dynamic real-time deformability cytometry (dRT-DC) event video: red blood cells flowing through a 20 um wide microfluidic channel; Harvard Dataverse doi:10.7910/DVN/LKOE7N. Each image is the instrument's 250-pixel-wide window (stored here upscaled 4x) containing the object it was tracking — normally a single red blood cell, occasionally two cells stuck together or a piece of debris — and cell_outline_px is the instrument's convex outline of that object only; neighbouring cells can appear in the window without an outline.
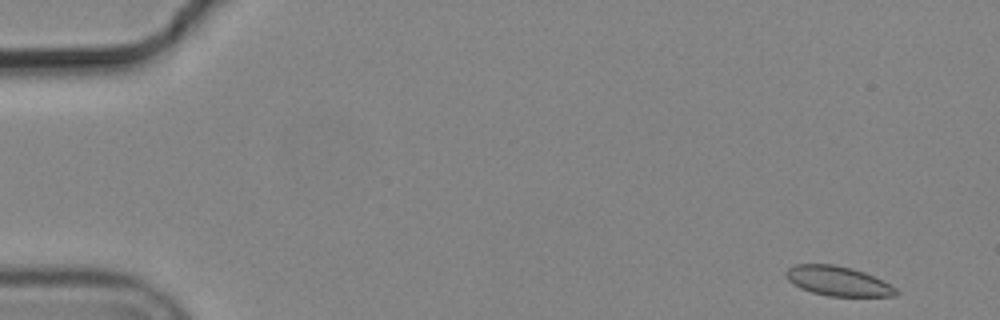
{"species": "common noctule bat (a hibernating species)", "species_latin": "Nyctalus noctula", "temperature_condition": "cold", "stored_images_in_passage": 5, "camera_frame_rate_fps": 3000, "um_per_image_px": 0.085, "animal": {"sex": "male", "body_mass_g": 19.2, "forearm_length_mm": 51.8}, "frame": {"image": 1, "passage_image": 1, "time_ms": 0.0, "image_size_px": [1000, 320], "cell_outline_px": [[900, 292], [896, 296], [828, 296], [812, 292], [800, 288], [792, 284], [784, 276], [784, 272], [788, 268], [796, 264], [832, 264], [852, 268], [864, 272], [896, 288]], "centroid_in_image_um": [71.18, 23.89], "position_along_channel_um": 13.8, "area_um2": 18.96}}
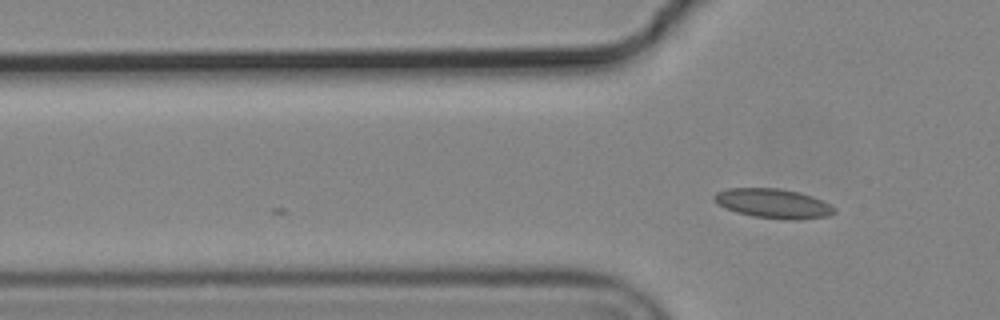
{"frame": {"image": 2, "passage_image": 5, "time_ms": 1.333, "image_size_px": [1000, 320], "cell_outline_px": [[836, 212], [828, 216], [800, 220], [784, 220], [752, 216], [736, 212], [720, 204], [712, 196], [716, 192], [728, 188], [780, 188], [800, 192], [812, 196], [836, 208]], "centroid_in_image_um": [65.76, 17.3], "position_along_channel_um": 60.0, "area_um2": 20.63}}